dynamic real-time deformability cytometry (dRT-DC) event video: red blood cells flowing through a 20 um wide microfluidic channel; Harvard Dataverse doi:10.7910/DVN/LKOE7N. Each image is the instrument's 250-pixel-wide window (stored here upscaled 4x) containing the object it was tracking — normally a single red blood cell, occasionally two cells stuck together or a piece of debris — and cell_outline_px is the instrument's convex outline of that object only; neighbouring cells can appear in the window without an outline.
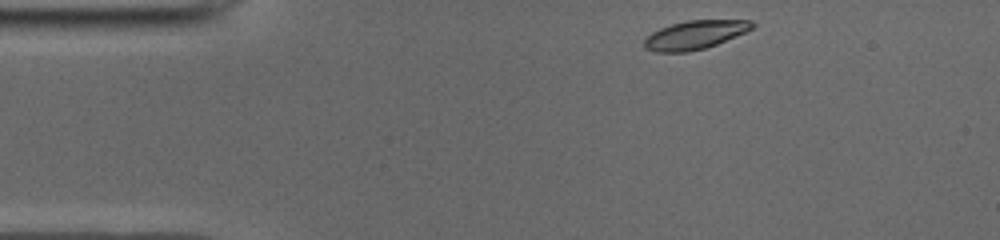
{"species": "common noctule bat (a hibernating species)", "species_latin": "Nyctalus noctula", "temperature_condition": "cold", "stored_images_in_passage": 44, "camera_frame_rate_fps": 3000, "um_per_image_px": 0.085, "animal": {"sex": "male", "body_mass_g": 19.0, "forearm_length_mm": 50.8}, "frame": {"image": 1, "passage_image": 1, "time_ms": 0.0, "image_size_px": [1000, 240], "cell_outline_px": [[756, 24], [752, 28], [744, 32], [716, 44], [704, 48], [684, 52], [656, 52], [644, 48], [644, 40], [652, 32], [660, 28], [672, 24], [688, 20], [752, 20]], "centroid_in_image_um": [59.05, 2.96], "position_along_channel_um": 26.0, "area_um2": 17.74}}
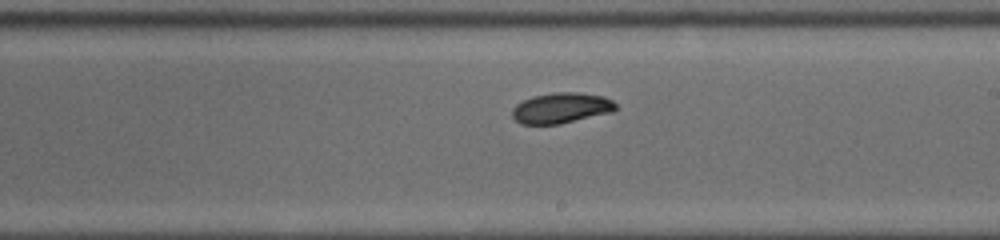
{"frame": {"image": 2, "passage_image": 22, "time_ms": 7.0, "image_size_px": [1000, 240], "cell_outline_px": [[616, 108], [612, 112], [560, 124], [520, 124], [512, 116], [512, 108], [516, 104], [532, 96], [556, 92], [576, 92], [604, 96], [612, 100], [616, 104]], "centroid_in_image_um": [47.69, 9.18], "position_along_channel_um": 241.3, "area_um2": 18.44}}
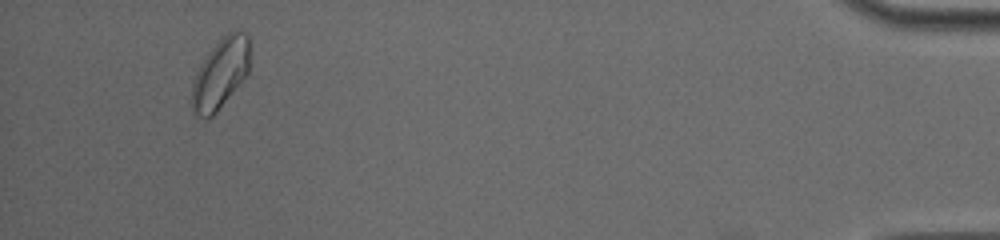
{"frame": {"image": 3, "passage_image": 41, "time_ms": 13.333, "image_size_px": [1000, 240], "cell_outline_px": [[248, 72], [216, 112], [208, 120], [192, 112], [192, 84], [196, 72], [200, 64], [208, 52], [220, 36], [236, 28], [248, 32]], "centroid_in_image_um": [18.71, 6.19], "position_along_channel_um": 416.5, "area_um2": 23.7}, "authors_computed_cell_mechanics": {"area_um2": 18.8717, "velocity_mm_per_s": 3.9083, "shape_relaxation_time_tau1_ms": 6.0309, "shape_relaxation_time_tau2_ms": null, "deformation_change_tau1": 0.1469, "deformation_change_tau2": null}}